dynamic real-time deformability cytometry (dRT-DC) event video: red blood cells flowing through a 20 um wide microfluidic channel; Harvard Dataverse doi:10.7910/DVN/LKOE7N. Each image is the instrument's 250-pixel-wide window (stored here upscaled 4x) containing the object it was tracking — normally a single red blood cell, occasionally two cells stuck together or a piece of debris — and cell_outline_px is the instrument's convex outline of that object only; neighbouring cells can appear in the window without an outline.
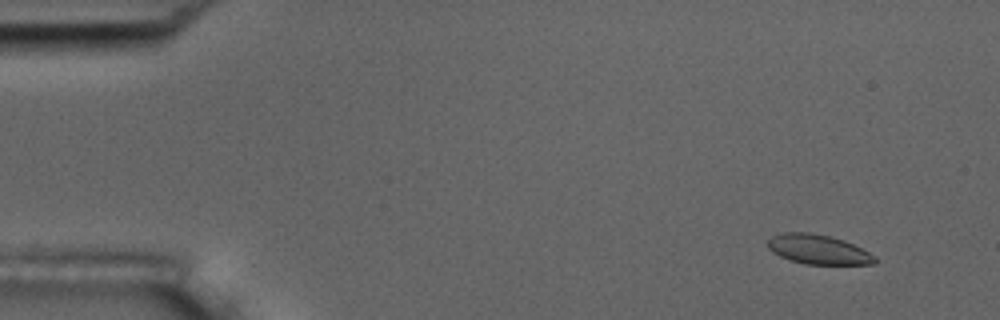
{"species": "common noctule bat (a hibernating species)", "species_latin": "Nyctalus noctula", "temperature_condition": "room temperature", "stored_images_in_passage": 6, "camera_frame_rate_fps": 3000, "um_per_image_px": 0.085, "animal": {"sex": "male", "body_mass_g": 17.5, "forearm_length_mm": 52.3}, "frame": {"image": 1, "passage_image": 2, "time_ms": 1.333, "image_size_px": [1000, 320], "cell_outline_px": [[876, 264], [804, 264], [780, 256], [772, 252], [768, 248], [768, 240], [772, 236], [784, 232], [808, 232], [828, 236], [844, 240], [876, 256]], "centroid_in_image_um": [69.53, 21.2], "position_along_channel_um": 15.5, "area_um2": 18.26}}
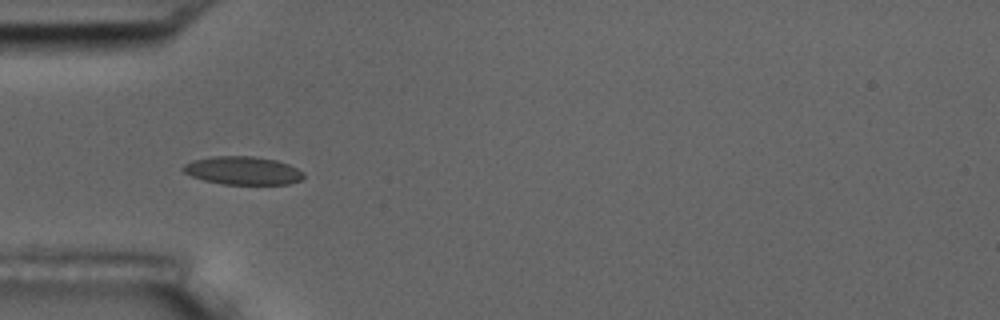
{"frame": {"image": 2, "passage_image": 5, "time_ms": 5.667, "image_size_px": [1000, 320], "cell_outline_px": [[304, 176], [300, 180], [288, 184], [224, 184], [204, 180], [192, 176], [184, 172], [180, 168], [184, 164], [192, 160], [212, 156], [252, 156], [276, 160], [288, 164], [304, 172]], "centroid_in_image_um": [20.62, 14.49], "position_along_channel_um": 64.4, "area_um2": 19.77}}